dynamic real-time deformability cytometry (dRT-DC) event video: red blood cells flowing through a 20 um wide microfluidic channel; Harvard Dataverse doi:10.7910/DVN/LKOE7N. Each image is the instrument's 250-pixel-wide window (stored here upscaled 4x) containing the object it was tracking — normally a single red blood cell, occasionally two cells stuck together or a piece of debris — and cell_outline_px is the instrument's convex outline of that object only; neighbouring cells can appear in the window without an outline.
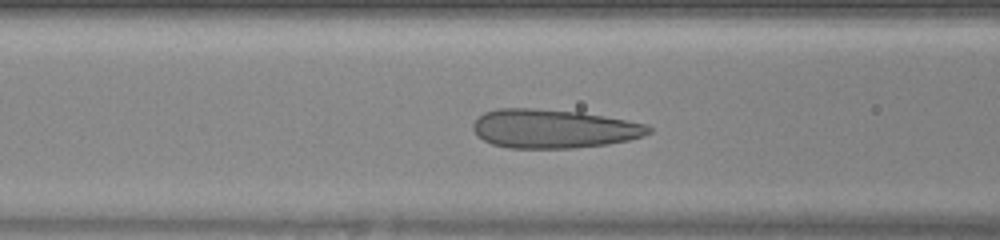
{"species": "human", "species_latin": "Homo sapiens", "temperature_condition": "warm", "stored_images_in_passage": 45, "camera_frame_rate_fps": 3000, "um_per_image_px": 0.085, "donor": {"sex": "female"}, "frame": {"image": 1, "passage_image": 16, "time_ms": 5.0, "image_size_px": [1000, 240], "cell_outline_px": [[652, 132], [644, 136], [628, 140], [608, 144], [572, 148], [508, 148], [492, 144], [476, 136], [472, 128], [472, 124], [484, 112], [496, 108], [536, 108], [580, 112], [604, 116], [648, 124], [652, 128]], "centroid_in_image_um": [47.04, 10.94], "position_along_channel_um": 119.6, "area_um2": 40.0}}
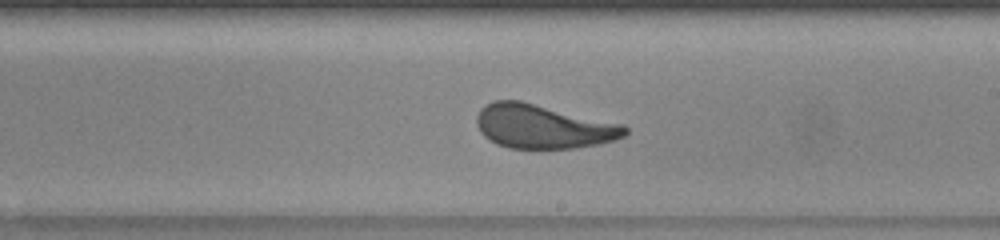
{"frame": {"image": 2, "passage_image": 25, "time_ms": 8.0, "image_size_px": [1000, 240], "cell_outline_px": [[628, 132], [624, 136], [600, 144], [576, 148], [508, 148], [496, 144], [484, 136], [480, 132], [476, 124], [476, 116], [480, 108], [492, 100], [520, 100], [624, 124], [628, 128]], "centroid_in_image_um": [46.14, 10.74], "position_along_channel_um": 242.9, "area_um2": 38.26}}
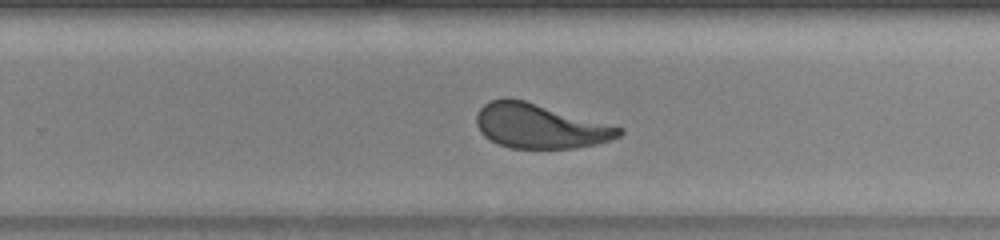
{"frame": {"image": 3, "passage_image": 28, "time_ms": 9.0, "image_size_px": [1000, 240], "cell_outline_px": [[624, 132], [620, 136], [596, 144], [576, 148], [512, 148], [500, 144], [484, 136], [480, 132], [476, 124], [476, 116], [480, 108], [488, 100], [504, 96], [508, 96], [524, 100], [624, 128]], "centroid_in_image_um": [45.86, 10.69], "position_along_channel_um": 283.9, "area_um2": 37.05}, "authors_computed_cell_mechanics": {"area_um2": 38.2636, "velocity_mm_per_s": 4.1191, "shape_relaxation_time_tau1_ms": 5.5635, "shape_relaxation_time_tau2_ms": null, "deformation_change_tau1": 0.2047, "deformation_change_tau2": null}}